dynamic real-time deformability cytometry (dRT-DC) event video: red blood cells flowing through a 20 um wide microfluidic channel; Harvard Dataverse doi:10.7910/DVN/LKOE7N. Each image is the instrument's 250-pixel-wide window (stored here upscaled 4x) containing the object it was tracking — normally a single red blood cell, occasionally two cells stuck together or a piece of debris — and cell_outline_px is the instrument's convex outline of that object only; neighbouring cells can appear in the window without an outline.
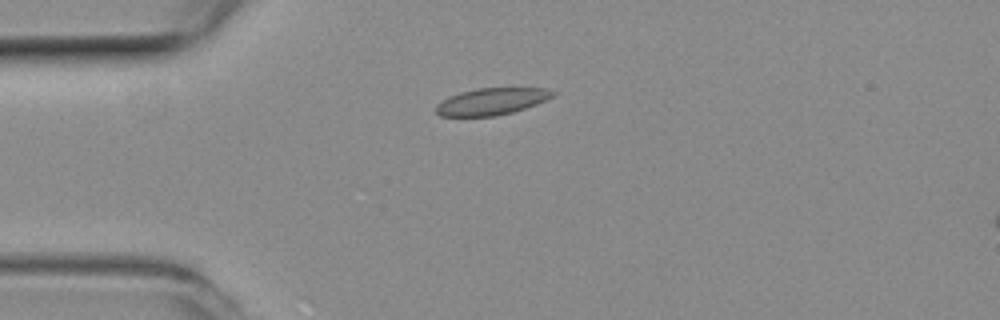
{"species": "common noctule bat (a hibernating species)", "species_latin": "Nyctalus noctula", "temperature_condition": "room temperature", "stored_images_in_passage": 40, "camera_frame_rate_fps": 3000, "um_per_image_px": 0.085, "animal": {"sex": "female", "body_mass_g": 19.3, "forearm_length_mm": 54.1}, "frame": {"image": 1, "passage_image": 1, "time_ms": 0.0, "image_size_px": [1000, 320], "cell_outline_px": [[556, 92], [552, 96], [536, 104], [512, 112], [496, 116], [440, 116], [436, 112], [436, 104], [448, 96], [460, 92], [476, 88], [544, 88]], "centroid_in_image_um": [41.73, 8.62], "position_along_channel_um": 43.3, "area_um2": 18.15}}
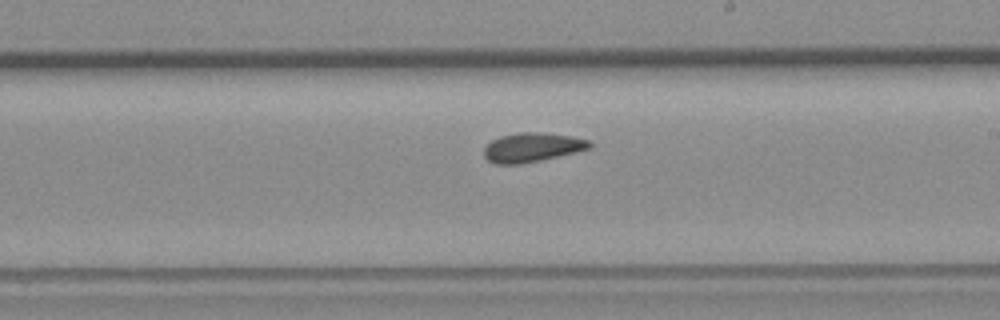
{"frame": {"image": 2, "passage_image": 18, "time_ms": 5.667, "image_size_px": [1000, 320], "cell_outline_px": [[592, 148], [540, 160], [520, 164], [496, 164], [488, 160], [484, 156], [484, 148], [492, 140], [500, 136], [520, 132], [540, 132], [572, 136], [588, 140], [592, 144]], "centroid_in_image_um": [45.23, 12.52], "position_along_channel_um": 243.8, "area_um2": 17.86}}
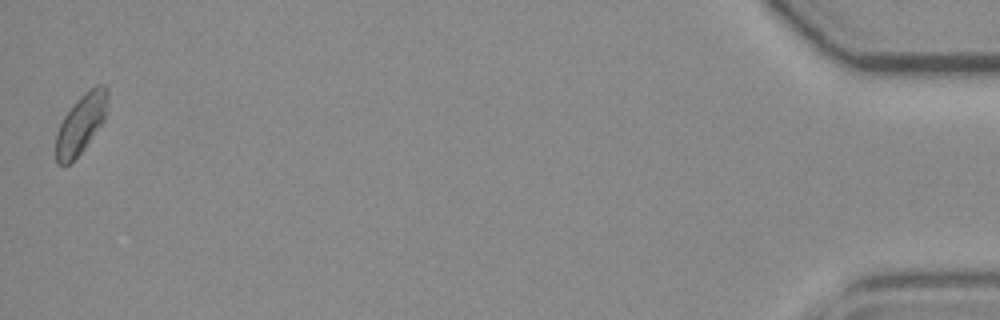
{"frame": {"image": 3, "passage_image": 40, "time_ms": 13.0, "image_size_px": [1000, 320], "cell_outline_px": [[108, 96], [104, 120], [84, 148], [64, 168], [56, 160], [56, 132], [64, 116], [76, 100], [84, 92], [96, 84], [104, 84], [108, 88]], "centroid_in_image_um": [6.88, 10.49], "position_along_channel_um": 428.3, "area_um2": 17.74}, "authors_computed_cell_mechanics": {"area_um2": 17.7157, "velocity_mm_per_s": 3.8907, "shape_relaxation_time_tau1_ms": null, "shape_relaxation_time_tau2_ms": 3.0643, "deformation_change_tau1": null, "deformation_change_tau2": 0.0804}}